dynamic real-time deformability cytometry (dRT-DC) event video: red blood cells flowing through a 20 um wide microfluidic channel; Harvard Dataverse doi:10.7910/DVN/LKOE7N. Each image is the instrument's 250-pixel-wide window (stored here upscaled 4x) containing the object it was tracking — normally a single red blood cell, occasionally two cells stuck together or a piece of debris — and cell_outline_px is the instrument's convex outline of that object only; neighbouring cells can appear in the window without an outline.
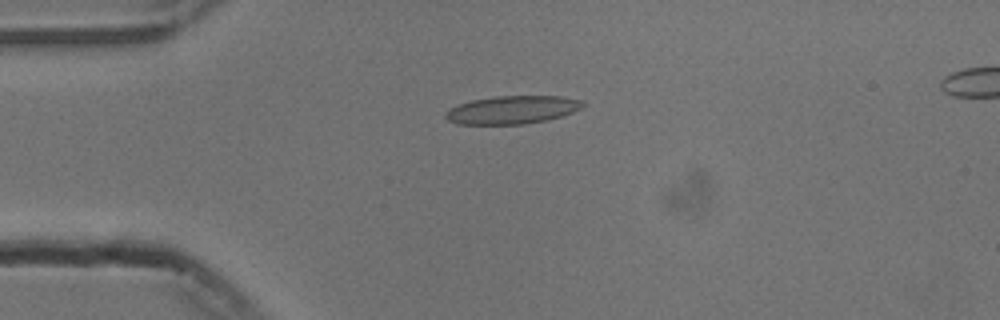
{"species": "common noctule bat (a hibernating species)", "species_latin": "Nyctalus noctula", "temperature_condition": "cold", "stored_images_in_passage": 42, "camera_frame_rate_fps": 3000, "um_per_image_px": 0.085, "animal": {"sex": "male", "body_mass_g": 13.3}, "frame": {"image": 1, "passage_image": 1, "time_ms": 0.0, "image_size_px": [1000, 320], "cell_outline_px": [[584, 104], [580, 108], [572, 112], [560, 116], [544, 120], [524, 124], [460, 124], [448, 120], [444, 116], [444, 112], [460, 104], [472, 100], [496, 96], [560, 96], [580, 100]], "centroid_in_image_um": [43.51, 9.33], "position_along_channel_um": 41.5, "area_um2": 22.08}}
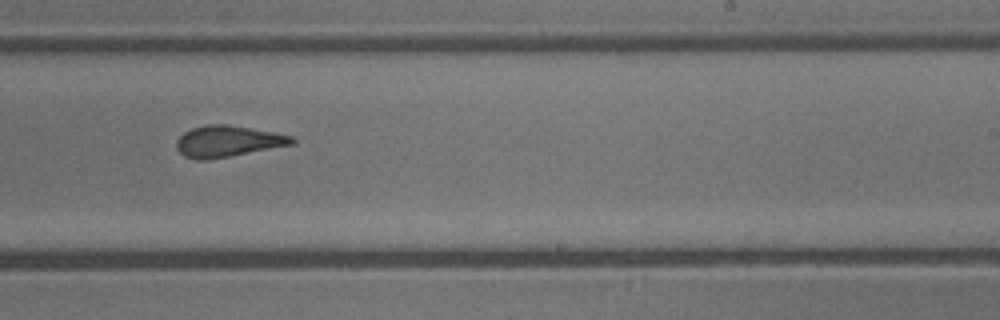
{"frame": {"image": 2, "passage_image": 21, "time_ms": 6.667, "image_size_px": [1000, 320], "cell_outline_px": [[296, 144], [208, 160], [196, 160], [184, 156], [176, 148], [176, 140], [184, 132], [192, 128], [208, 124], [228, 124], [272, 132], [292, 136], [296, 140]], "centroid_in_image_um": [19.36, 12.01], "position_along_channel_um": 269.6, "area_um2": 21.1}}
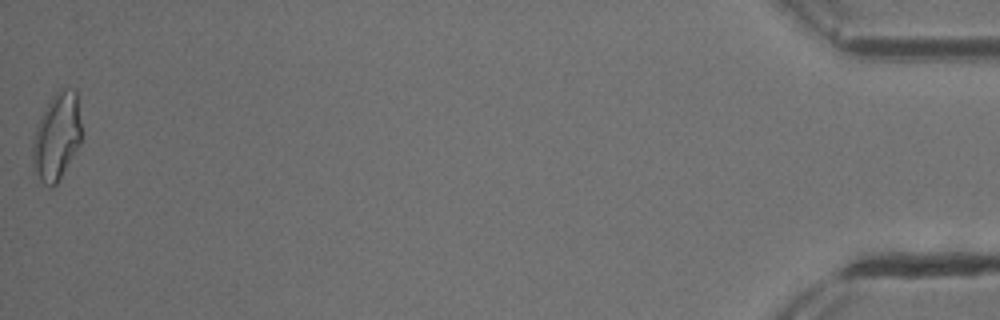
{"frame": {"image": 3, "passage_image": 42, "time_ms": 13.667, "image_size_px": [1000, 320], "cell_outline_px": [[80, 144], [56, 184], [52, 188], [48, 188], [40, 180], [32, 164], [32, 140], [36, 124], [40, 116], [52, 96], [60, 88], [68, 88], [76, 92], [80, 124]], "centroid_in_image_um": [4.78, 11.62], "position_along_channel_um": 430.4, "area_um2": 24.62}, "authors_computed_cell_mechanics": {"area_um2": 21.0681, "velocity_mm_per_s": 3.7665, "shape_relaxation_time_tau1_ms": 9.7696, "shape_relaxation_time_tau2_ms": 1.4256, "deformation_change_tau1": 0.2537, "deformation_change_tau2": 0.1038}}